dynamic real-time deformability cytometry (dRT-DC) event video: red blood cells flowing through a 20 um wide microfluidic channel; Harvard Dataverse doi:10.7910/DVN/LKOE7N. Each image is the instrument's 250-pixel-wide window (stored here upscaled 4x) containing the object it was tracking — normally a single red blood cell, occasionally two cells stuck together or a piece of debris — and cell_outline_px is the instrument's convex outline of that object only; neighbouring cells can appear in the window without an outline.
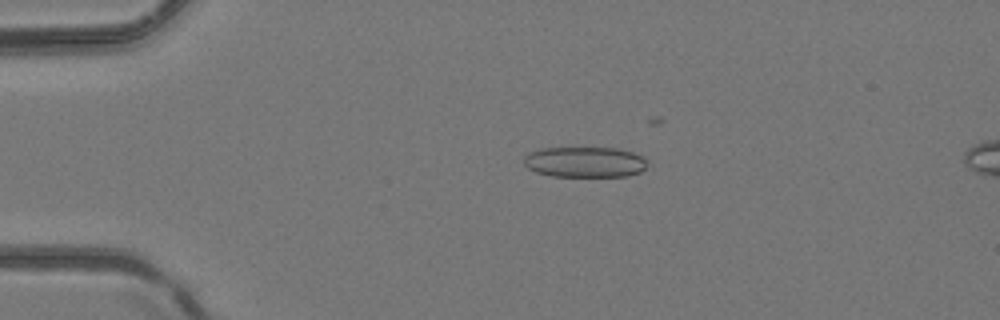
{"species": "common noctule bat (a hibernating species)", "species_latin": "Nyctalus noctula", "temperature_condition": "room temperature", "stored_images_in_passage": 4, "camera_frame_rate_fps": 3000, "um_per_image_px": 0.085, "animal": {"sex": "female", "body_mass_g": 24.6, "forearm_length_mm": 56.2}, "frame": {"image": 1, "passage_image": 2, "time_ms": 0.333, "image_size_px": [1000, 320], "cell_outline_px": [[644, 168], [640, 172], [628, 176], [552, 176], [536, 172], [528, 168], [524, 164], [524, 156], [528, 152], [540, 148], [620, 148], [632, 152], [640, 156], [644, 160]], "centroid_in_image_um": [49.65, 13.77], "position_along_channel_um": 35.4, "area_um2": 21.91}}